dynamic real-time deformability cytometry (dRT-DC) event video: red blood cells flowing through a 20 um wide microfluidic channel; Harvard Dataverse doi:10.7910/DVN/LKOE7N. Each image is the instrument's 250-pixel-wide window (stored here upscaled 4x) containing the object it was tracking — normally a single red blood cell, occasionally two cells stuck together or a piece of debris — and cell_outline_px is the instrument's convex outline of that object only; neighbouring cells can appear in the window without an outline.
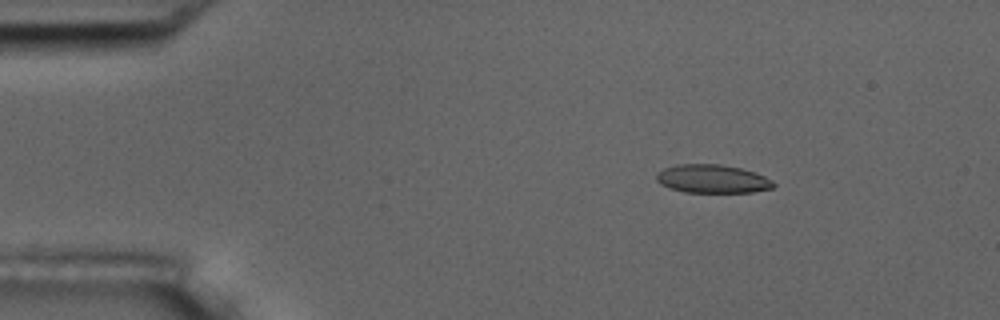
{"species": "common noctule bat (a hibernating species)", "species_latin": "Nyctalus noctula", "temperature_condition": "room temperature", "stored_images_in_passage": 5, "camera_frame_rate_fps": 3000, "um_per_image_px": 0.085, "animal": {"sex": "male", "body_mass_g": 17.5, "forearm_length_mm": 52.3}, "frame": {"image": 1, "passage_image": 2, "time_ms": 0.333, "image_size_px": [1000, 320], "cell_outline_px": [[776, 184], [772, 188], [752, 192], [684, 192], [660, 184], [656, 180], [656, 172], [664, 168], [676, 164], [720, 164], [740, 168], [756, 172], [772, 180]], "centroid_in_image_um": [60.54, 15.19], "position_along_channel_um": 24.5, "area_um2": 19.42}}